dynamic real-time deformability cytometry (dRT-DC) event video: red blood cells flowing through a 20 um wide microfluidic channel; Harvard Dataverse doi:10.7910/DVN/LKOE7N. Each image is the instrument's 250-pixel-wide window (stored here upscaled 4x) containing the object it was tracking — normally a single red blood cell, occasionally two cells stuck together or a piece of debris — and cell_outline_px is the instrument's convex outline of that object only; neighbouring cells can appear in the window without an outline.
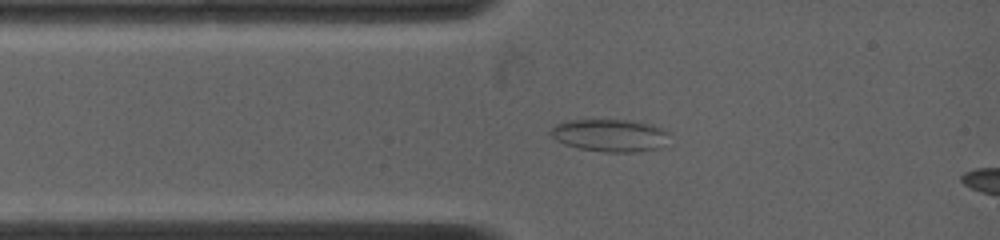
{"species": "common noctule bat (a hibernating species)", "species_latin": "Nyctalus noctula", "temperature_condition": "warm", "stored_images_in_passage": 8, "camera_frame_rate_fps": 4500, "um_per_image_px": 0.085, "animal": {"sex": "female", "body_mass_g": 19.0, "forearm_length_mm": 53.3}, "frame": {"image": 1, "passage_image": 3, "time_ms": 1.778, "image_size_px": [1000, 240], "cell_outline_px": [[668, 132], [660, 144], [656, 148], [636, 152], [604, 152], [576, 148], [564, 144], [556, 140], [548, 132], [556, 124], [568, 120], [628, 120], [652, 124], [664, 128]], "centroid_in_image_um": [51.76, 11.5], "position_along_channel_um": 33.2, "area_um2": 22.25}}
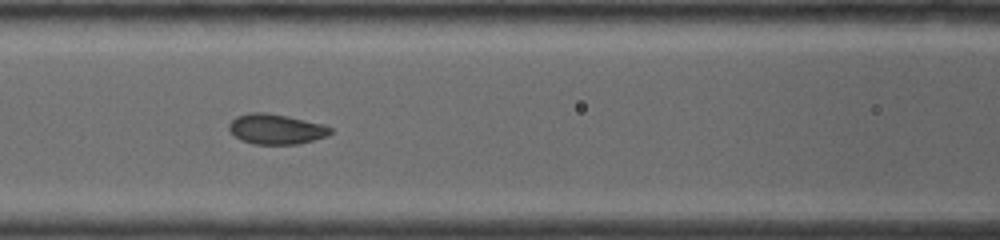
{"frame": {"image": 2, "passage_image": 6, "time_ms": 4.667, "image_size_px": [1000, 240], "cell_outline_px": [[332, 132], [328, 136], [300, 144], [252, 144], [240, 140], [228, 128], [228, 124], [236, 116], [248, 112], [264, 112], [288, 116], [324, 124], [332, 128]], "centroid_in_image_um": [23.48, 10.97], "position_along_channel_um": 143.1, "area_um2": 18.03}}
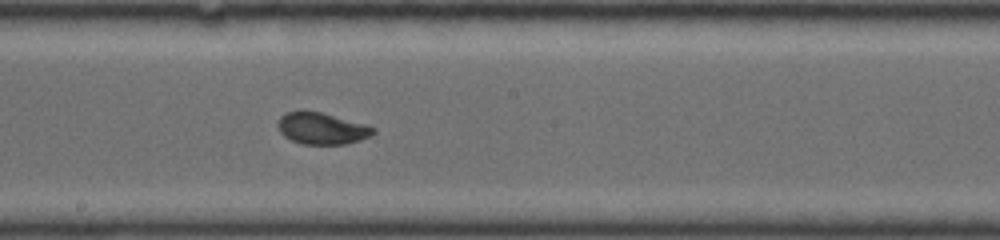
{"frame": {"image": 3, "passage_image": 8, "time_ms": 6.667, "image_size_px": [1000, 240], "cell_outline_px": [[376, 132], [372, 136], [360, 140], [344, 144], [304, 144], [292, 140], [284, 136], [280, 132], [276, 124], [280, 116], [288, 112], [320, 112], [368, 124], [376, 128]], "centroid_in_image_um": [27.4, 10.93], "position_along_channel_um": 220.8, "area_um2": 17.57}}